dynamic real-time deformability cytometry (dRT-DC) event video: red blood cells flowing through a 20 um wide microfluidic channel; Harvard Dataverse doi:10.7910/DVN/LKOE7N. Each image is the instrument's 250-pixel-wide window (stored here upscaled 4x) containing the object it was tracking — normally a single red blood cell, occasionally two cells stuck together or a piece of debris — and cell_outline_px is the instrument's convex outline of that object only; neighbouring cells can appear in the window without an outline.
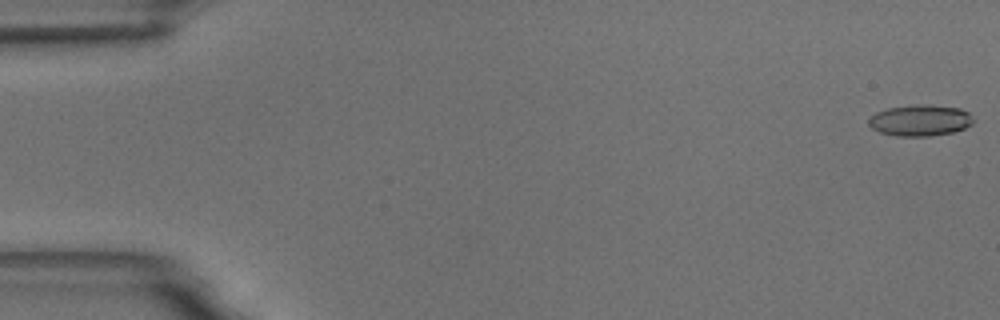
{"species": "common noctule bat (a hibernating species)", "species_latin": "Nyctalus noctula", "temperature_condition": "room temperature", "stored_images_in_passage": 56, "camera_frame_rate_fps": 3000, "um_per_image_px": 0.085, "animal": {"sex": "male", "body_mass_g": 18.8}, "frame": {"image": 1, "passage_image": 1, "time_ms": 0.0, "image_size_px": [1000, 320], "cell_outline_px": [[972, 124], [964, 128], [952, 132], [928, 136], [896, 136], [880, 132], [872, 128], [868, 124], [868, 120], [876, 112], [888, 108], [916, 104], [928, 104], [960, 108], [968, 112], [972, 116]], "centroid_in_image_um": [78.2, 10.22], "position_along_channel_um": 6.8, "area_um2": 19.02}}
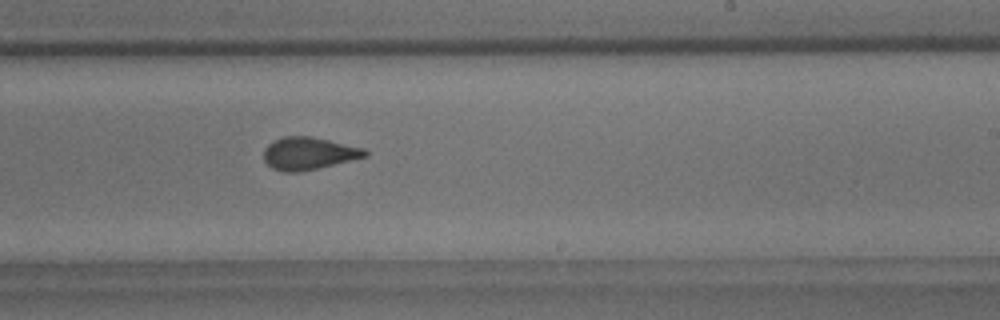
{"frame": {"image": 2, "passage_image": 34, "time_ms": 11.0, "image_size_px": [1000, 320], "cell_outline_px": [[368, 156], [300, 172], [280, 172], [272, 168], [264, 160], [264, 148], [272, 140], [284, 136], [308, 136], [328, 140], [364, 148], [368, 152]], "centroid_in_image_um": [26.2, 13.04], "position_along_channel_um": 262.8, "area_um2": 19.13}}
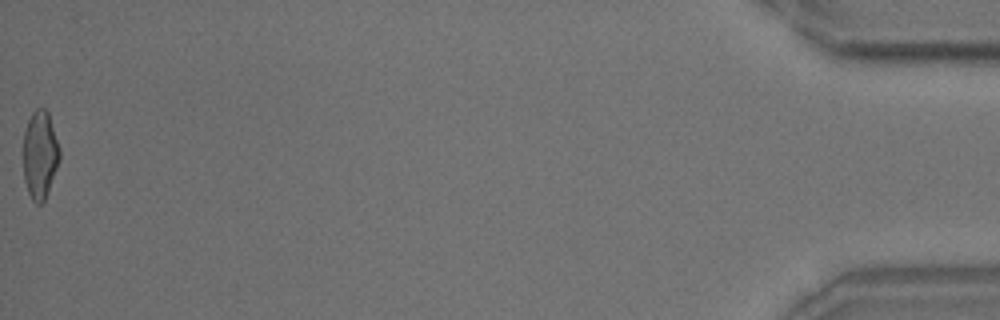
{"frame": {"image": 3, "passage_image": 56, "time_ms": 18.333, "image_size_px": [1000, 320], "cell_outline_px": [[60, 160], [48, 192], [44, 200], [40, 204], [36, 204], [32, 200], [28, 192], [24, 180], [24, 132], [28, 120], [32, 112], [36, 108], [44, 108], [48, 112], [60, 148]], "centroid_in_image_um": [3.41, 13.16], "position_along_channel_um": 431.8, "area_um2": 18.67}, "authors_computed_cell_mechanics": {"area_um2": 19.1607, "velocity_mm_per_s": 3.652, "shape_relaxation_time_tau1_ms": 5.4092, "shape_relaxation_time_tau2_ms": 1.2156, "deformation_change_tau1": 0.1465, "deformation_change_tau2": 0.0795}}